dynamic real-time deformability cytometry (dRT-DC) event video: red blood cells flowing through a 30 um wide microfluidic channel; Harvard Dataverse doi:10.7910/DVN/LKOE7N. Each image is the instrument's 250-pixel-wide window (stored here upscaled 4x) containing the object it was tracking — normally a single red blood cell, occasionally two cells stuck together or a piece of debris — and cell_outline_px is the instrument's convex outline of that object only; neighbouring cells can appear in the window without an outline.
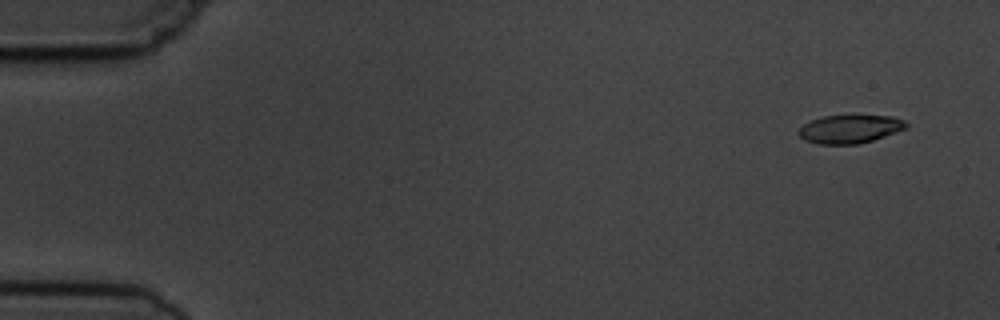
{"species": "common noctule bat (a hibernating species)", "species_latin": "Nyctalus noctula", "temperature_condition": "cold", "stored_images_in_passage": 4, "camera_frame_rate_fps": 3000, "um_per_image_px": 0.085, "animal": {"sex": "male", "body_mass_g": 19.5, "forearm_length_mm": 54.6}, "frame": {"image": 1, "passage_image": 1, "time_ms": 0.0, "image_size_px": [1000, 320], "cell_outline_px": [[908, 128], [860, 144], [816, 144], [804, 140], [796, 132], [804, 124], [812, 120], [824, 116], [892, 116], [904, 120], [908, 124]], "centroid_in_image_um": [72.23, 10.98], "position_along_channel_um": 12.8, "area_um2": 17.69}}
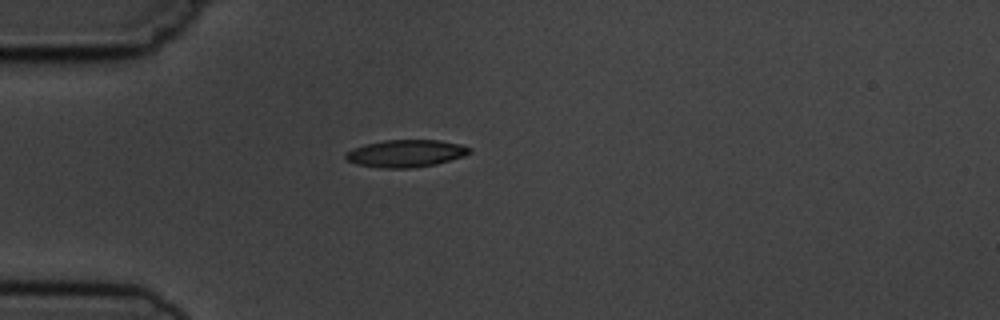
{"frame": {"image": 2, "passage_image": 4, "time_ms": 4.0, "image_size_px": [1000, 320], "cell_outline_px": [[472, 152], [464, 156], [436, 164], [412, 168], [380, 168], [356, 164], [348, 160], [344, 156], [344, 152], [352, 148], [364, 144], [384, 140], [440, 140], [460, 144], [472, 148]], "centroid_in_image_um": [34.48, 13.04], "position_along_channel_um": 50.5, "area_um2": 19.94}}